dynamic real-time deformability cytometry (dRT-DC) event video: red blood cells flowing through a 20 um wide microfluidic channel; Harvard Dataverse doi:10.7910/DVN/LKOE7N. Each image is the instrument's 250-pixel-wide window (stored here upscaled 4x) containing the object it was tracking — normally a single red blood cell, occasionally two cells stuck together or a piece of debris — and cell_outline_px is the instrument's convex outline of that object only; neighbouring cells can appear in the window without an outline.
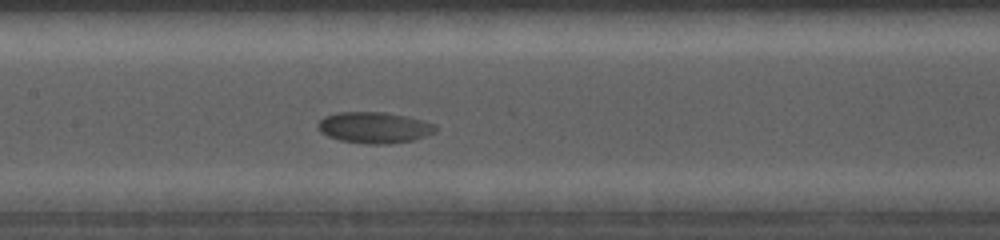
{"species": "common noctule bat (a hibernating species)", "species_latin": "Nyctalus noctula", "temperature_condition": "cold", "stored_images_in_passage": 36, "camera_frame_rate_fps": 5000, "um_per_image_px": 0.085, "animal": {"sex": "female", "body_mass_g": 19.0, "forearm_length_mm": 56.7}, "frame": {"image": 1, "passage_image": 12, "time_ms": 2.6, "image_size_px": [1000, 240], "cell_outline_px": [[436, 132], [412, 140], [388, 144], [364, 144], [340, 140], [328, 136], [320, 132], [316, 124], [324, 116], [340, 112], [384, 112], [404, 116], [436, 124]], "centroid_in_image_um": [31.78, 10.85], "position_along_channel_um": 175.6, "area_um2": 21.27}}
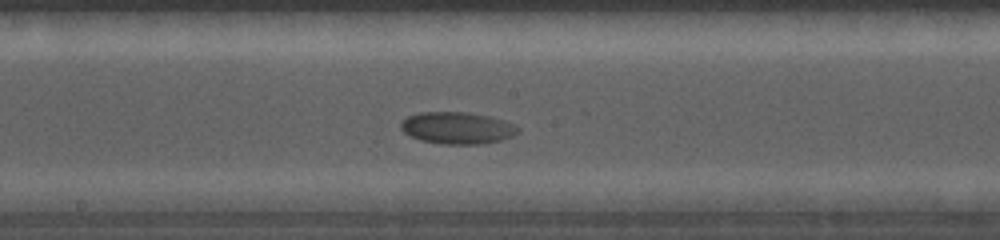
{"frame": {"image": 2, "passage_image": 17, "time_ms": 3.4, "image_size_px": [1000, 240], "cell_outline_px": [[520, 132], [512, 136], [500, 140], [480, 144], [440, 144], [420, 140], [404, 132], [400, 128], [400, 120], [408, 116], [420, 112], [468, 112], [488, 116], [504, 120], [516, 124], [520, 128]], "centroid_in_image_um": [38.87, 10.87], "position_along_channel_um": 209.3, "area_um2": 21.96}}
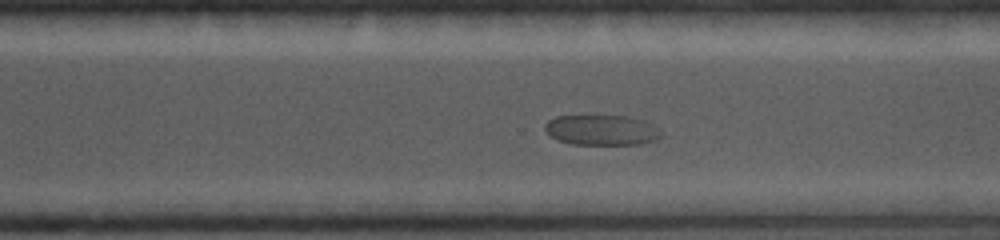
{"frame": {"image": 3, "passage_image": 32, "time_ms": 6.0, "image_size_px": [1000, 240], "cell_outline_px": [[660, 136], [656, 140], [640, 144], [572, 144], [556, 140], [548, 136], [544, 128], [544, 124], [548, 120], [556, 116], [624, 116], [644, 120], [660, 132]], "centroid_in_image_um": [51.05, 11.06], "position_along_channel_um": 319.5, "area_um2": 20.4}}